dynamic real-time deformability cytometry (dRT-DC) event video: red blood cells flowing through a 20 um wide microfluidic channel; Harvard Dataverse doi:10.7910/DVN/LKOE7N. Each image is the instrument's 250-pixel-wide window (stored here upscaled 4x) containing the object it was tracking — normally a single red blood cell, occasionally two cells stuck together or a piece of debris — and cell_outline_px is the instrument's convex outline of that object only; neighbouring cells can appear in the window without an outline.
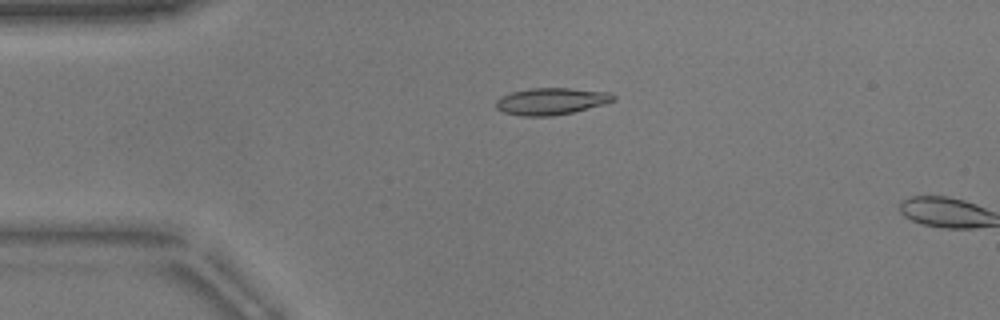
{"species": "common noctule bat (a hibernating species)", "species_latin": "Nyctalus noctula", "temperature_condition": "warm", "stored_images_in_passage": 14, "camera_frame_rate_fps": 3000, "um_per_image_px": 0.085, "animal": {"sex": "male", "body_mass_g": 17.9}, "frame": {"image": 1, "passage_image": 12, "time_ms": 3.667, "image_size_px": [1000, 320], "cell_outline_px": [[616, 100], [604, 104], [572, 112], [552, 116], [520, 116], [504, 112], [496, 108], [496, 100], [500, 96], [512, 92], [532, 88], [568, 88], [612, 92], [616, 96]], "centroid_in_image_um": [46.87, 8.6], "position_along_channel_um": 38.1, "area_um2": 18.44}}